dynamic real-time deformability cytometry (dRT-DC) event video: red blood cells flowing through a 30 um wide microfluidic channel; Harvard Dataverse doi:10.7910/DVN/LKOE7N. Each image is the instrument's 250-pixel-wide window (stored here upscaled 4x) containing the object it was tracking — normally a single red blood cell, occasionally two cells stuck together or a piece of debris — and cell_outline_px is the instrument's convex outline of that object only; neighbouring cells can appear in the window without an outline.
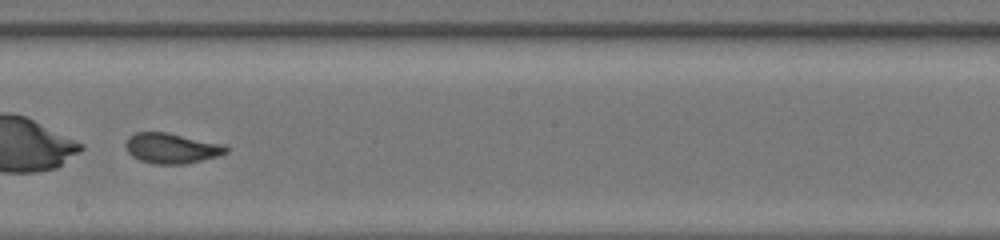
{"species": "common noctule bat (a hibernating species)", "species_latin": "Nyctalus noctula", "temperature_condition": "room temperature", "stored_images_in_passage": 39, "camera_frame_rate_fps": 3000, "um_per_image_px": 0.085, "animal": {"sex": "female", "body_mass_g": 20.0, "forearm_length_mm": 54.0}, "frame": {"image": 1, "passage_image": 27, "time_ms": 8.667, "image_size_px": [1000, 240], "cell_outline_px": [[228, 152], [216, 156], [184, 164], [156, 164], [140, 160], [132, 156], [128, 152], [124, 144], [128, 136], [136, 132], [168, 132], [224, 144], [228, 148]], "centroid_in_image_um": [14.56, 12.58], "position_along_channel_um": 233.6, "area_um2": 17.74}}
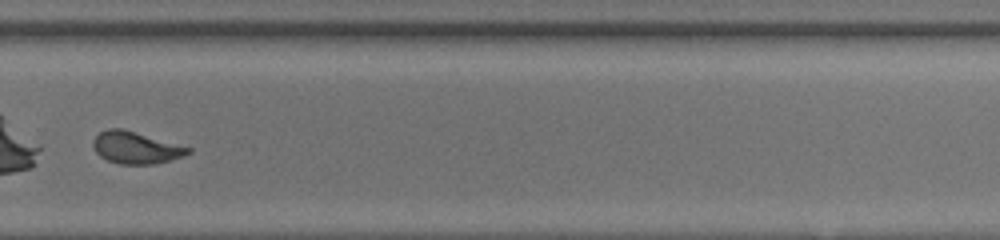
{"frame": {"image": 2, "passage_image": 33, "time_ms": 10.667, "image_size_px": [1000, 240], "cell_outline_px": [[192, 152], [184, 156], [156, 164], [120, 164], [108, 160], [100, 156], [92, 148], [92, 140], [100, 132], [108, 128], [120, 128], [192, 148]], "centroid_in_image_um": [11.53, 12.56], "position_along_channel_um": 318.3, "area_um2": 17.63}, "authors_computed_cell_mechanics": {"area_um2": 18.8428, "velocity_mm_per_s": 4.2417, "shape_relaxation_time_tau1_ms": 1.8695, "shape_relaxation_time_tau2_ms": null, "deformation_change_tau1": 0.2006, "deformation_change_tau2": null}}